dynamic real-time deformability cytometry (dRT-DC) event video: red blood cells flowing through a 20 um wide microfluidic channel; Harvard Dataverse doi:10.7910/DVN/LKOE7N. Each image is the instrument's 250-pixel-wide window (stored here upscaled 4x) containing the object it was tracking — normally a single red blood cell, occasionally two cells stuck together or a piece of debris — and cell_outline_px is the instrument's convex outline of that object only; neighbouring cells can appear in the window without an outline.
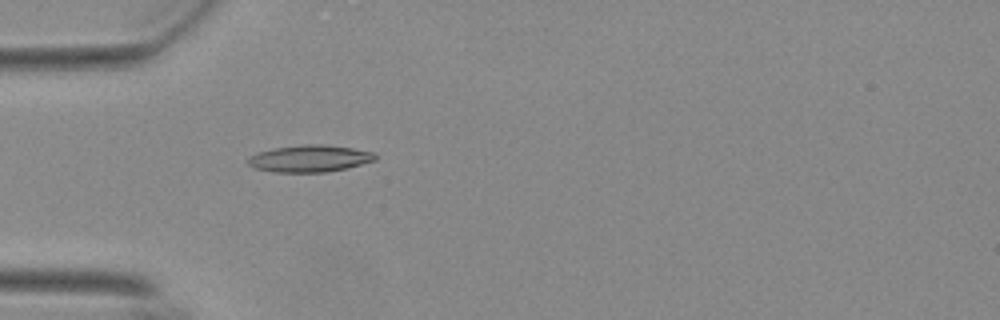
{"species": "Egyptian fruit bat (a non-hibernating species)", "species_latin": "Rousettus aegyptiacus", "temperature_condition": "warm", "stored_images_in_passage": 40, "camera_frame_rate_fps": 3000, "um_per_image_px": 0.085, "animal": {"sex": "female"}, "frame": {"image": 1, "passage_image": 2, "time_ms": 0.333, "image_size_px": [1000, 320], "cell_outline_px": [[376, 160], [348, 168], [328, 172], [272, 172], [256, 168], [248, 164], [248, 160], [252, 156], [260, 152], [272, 148], [300, 144], [324, 144], [352, 148], [372, 152], [376, 156]], "centroid_in_image_um": [26.35, 13.47], "position_along_channel_um": 58.7, "area_um2": 19.94}}
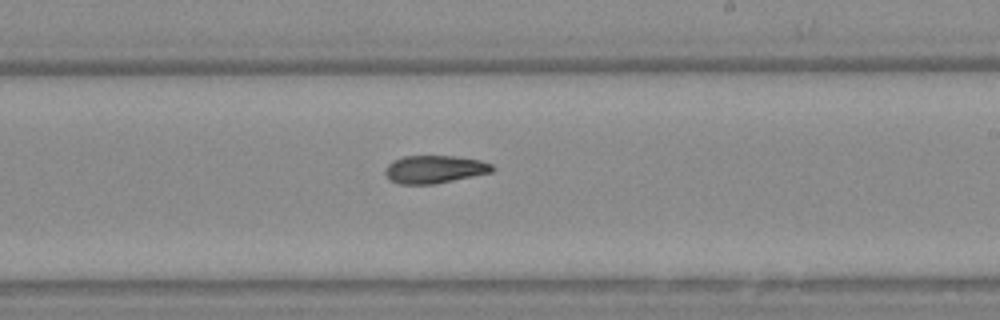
{"frame": {"image": 2, "passage_image": 18, "time_ms": 5.667, "image_size_px": [1000, 320], "cell_outline_px": [[496, 168], [492, 172], [432, 184], [400, 184], [392, 180], [384, 172], [384, 168], [392, 160], [404, 156], [456, 156], [480, 160], [492, 164]], "centroid_in_image_um": [36.93, 14.37], "position_along_channel_um": 252.1, "area_um2": 17.28}}
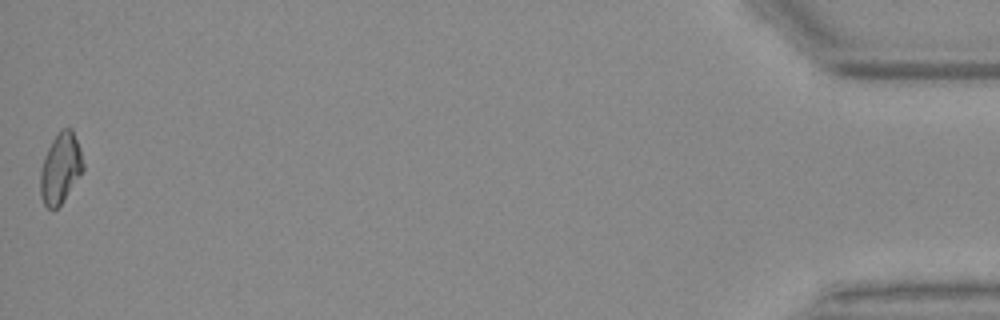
{"frame": {"image": 3, "passage_image": 40, "time_ms": 13.0, "image_size_px": [1000, 320], "cell_outline_px": [[84, 168], [60, 204], [56, 208], [48, 208], [44, 204], [40, 196], [40, 172], [44, 156], [52, 140], [60, 128], [72, 128], [80, 148], [84, 164]], "centroid_in_image_um": [5.12, 14.26], "position_along_channel_um": 430.1, "area_um2": 17.34}, "authors_computed_cell_mechanics": {"area_um2": 17.5134, "velocity_mm_per_s": 3.7169, "shape_relaxation_time_tau1_ms": 9.8673, "shape_relaxation_time_tau2_ms": 9.5295, "deformation_change_tau1": 0.2167, "deformation_change_tau2": 0.18}}